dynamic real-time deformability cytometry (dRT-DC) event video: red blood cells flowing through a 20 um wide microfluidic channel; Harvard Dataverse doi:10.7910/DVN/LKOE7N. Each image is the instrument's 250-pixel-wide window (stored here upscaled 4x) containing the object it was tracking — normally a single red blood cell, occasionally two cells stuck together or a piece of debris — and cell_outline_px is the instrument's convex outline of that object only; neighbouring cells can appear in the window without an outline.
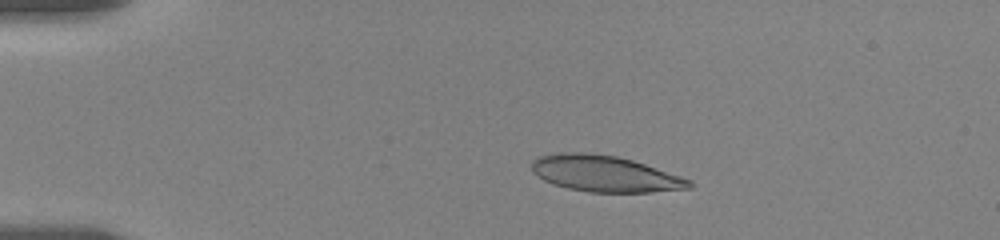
{"species": "human", "species_latin": "Homo sapiens", "temperature_condition": "room temperature", "stored_images_in_passage": 7, "camera_frame_rate_fps": 3000, "um_per_image_px": 0.085, "donor": {"sex": "female"}, "frame": {"image": 1, "passage_image": 5, "time_ms": 3.333, "image_size_px": [1000, 240], "cell_outline_px": [[692, 188], [652, 192], [588, 192], [568, 188], [552, 184], [536, 176], [532, 172], [532, 160], [540, 156], [560, 152], [588, 152], [616, 156], [632, 160], [692, 180]], "centroid_in_image_um": [51.38, 14.76], "position_along_channel_um": 33.6, "area_um2": 33.23}}